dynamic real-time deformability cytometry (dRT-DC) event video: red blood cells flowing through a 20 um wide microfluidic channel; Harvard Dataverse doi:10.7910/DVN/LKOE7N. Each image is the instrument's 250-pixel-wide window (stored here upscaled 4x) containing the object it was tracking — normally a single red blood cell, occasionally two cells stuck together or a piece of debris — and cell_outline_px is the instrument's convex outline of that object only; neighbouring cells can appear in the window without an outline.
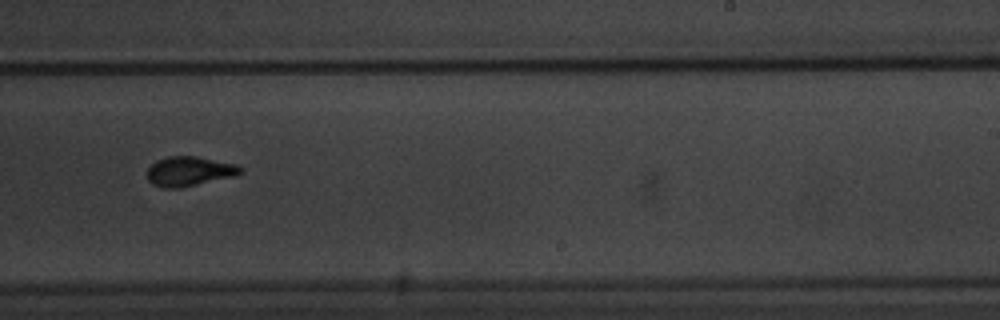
{"species": "common noctule bat (a hibernating species)", "species_latin": "Nyctalus noctula", "temperature_condition": "warm", "stored_images_in_passage": 16, "camera_frame_rate_fps": 3000, "um_per_image_px": 0.085, "animal": {"sex": "male", "body_mass_g": 20.1, "forearm_length_mm": 53.5}, "frame": {"image": 1, "passage_image": 10, "time_ms": 12.333, "image_size_px": [1000, 320], "cell_outline_px": [[244, 172], [236, 176], [180, 188], [164, 188], [152, 184], [148, 180], [148, 168], [156, 160], [168, 156], [196, 156], [236, 164], [244, 168]], "centroid_in_image_um": [16.13, 14.56], "position_along_channel_um": 272.9, "area_um2": 16.24}, "authors_computed_cell_mechanics": {"area_um2": 14.3055, "velocity_mm_per_s": 3.4401, "shape_relaxation_time_tau1_ms": 2.4557, "shape_relaxation_time_tau2_ms": null, "deformation_change_tau1": 0.1595, "deformation_change_tau2": null}}